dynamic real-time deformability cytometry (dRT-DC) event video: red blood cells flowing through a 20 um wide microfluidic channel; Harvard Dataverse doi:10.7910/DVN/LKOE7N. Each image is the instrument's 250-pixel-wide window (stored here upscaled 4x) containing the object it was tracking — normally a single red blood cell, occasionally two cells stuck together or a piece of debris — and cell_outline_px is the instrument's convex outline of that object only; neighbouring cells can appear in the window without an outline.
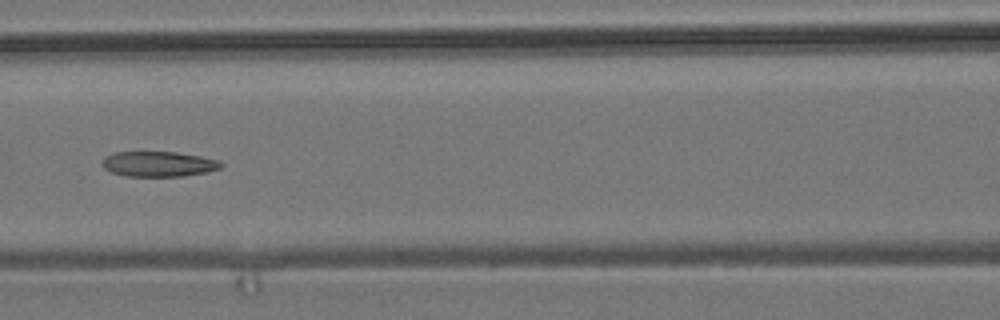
{"species": "common noctule bat (a hibernating species)", "species_latin": "Nyctalus noctula", "temperature_condition": "room temperature", "stored_images_in_passage": 9, "camera_frame_rate_fps": 3000, "um_per_image_px": 0.085, "animal": {"sex": "male", "body_mass_g": 19.2, "forearm_length_mm": 51.8}, "frame": {"image": 1, "passage_image": 6, "time_ms": 1.667, "image_size_px": [1000, 320], "cell_outline_px": [[224, 164], [220, 168], [208, 172], [184, 176], [124, 176], [112, 172], [104, 168], [104, 156], [116, 152], [176, 152], [200, 156], [220, 160]], "centroid_in_image_um": [13.52, 13.94], "position_along_channel_um": 153.1, "area_um2": 17.46}}
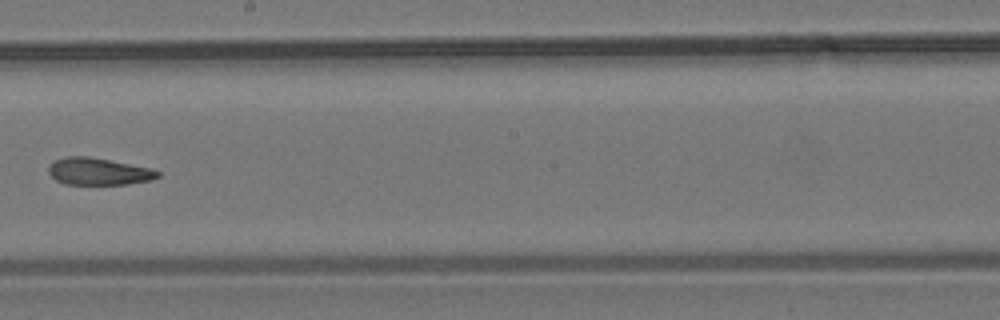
{"frame": {"image": 2, "passage_image": 8, "time_ms": 2.333, "image_size_px": [1000, 320], "cell_outline_px": [[160, 176], [152, 180], [128, 184], [64, 184], [56, 180], [48, 172], [48, 168], [56, 160], [68, 156], [88, 156], [152, 168], [160, 172]], "centroid_in_image_um": [8.41, 14.58], "position_along_channel_um": 239.8, "area_um2": 17.17}}
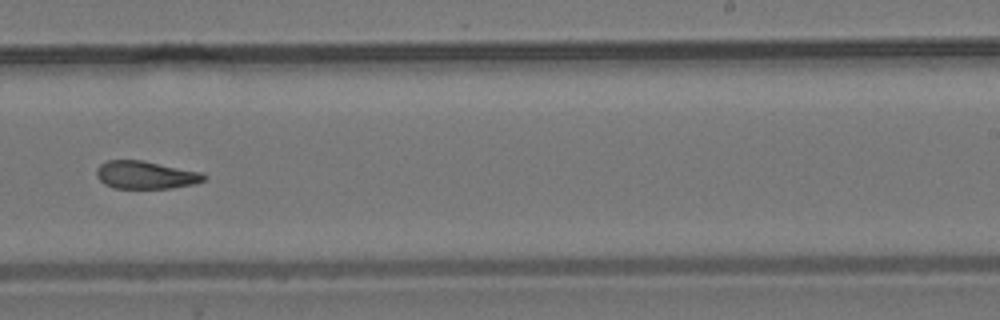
{"frame": {"image": 3, "passage_image": 9, "time_ms": 2.667, "image_size_px": [1000, 320], "cell_outline_px": [[208, 176], [204, 180], [196, 184], [172, 188], [116, 188], [104, 184], [96, 176], [96, 168], [100, 164], [108, 160], [144, 160], [200, 172]], "centroid_in_image_um": [12.38, 14.87], "position_along_channel_um": 276.6, "area_um2": 17.51}}